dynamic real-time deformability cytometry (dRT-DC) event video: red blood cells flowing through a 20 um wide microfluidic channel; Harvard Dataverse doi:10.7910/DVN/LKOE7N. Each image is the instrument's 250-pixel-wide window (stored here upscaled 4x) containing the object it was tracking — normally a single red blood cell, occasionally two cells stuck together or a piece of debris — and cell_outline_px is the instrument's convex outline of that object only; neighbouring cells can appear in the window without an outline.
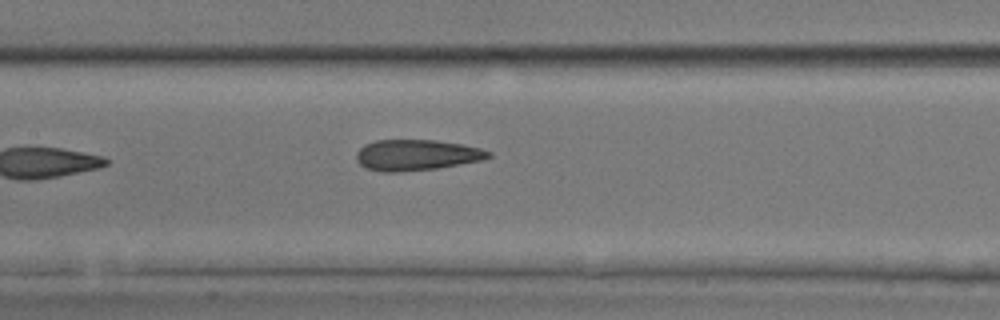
{"species": "common noctule bat (a hibernating species)", "species_latin": "Nyctalus noctula", "temperature_condition": "room temperature", "stored_images_in_passage": 5, "camera_frame_rate_fps": 3000, "um_per_image_px": 0.085, "animal": {"sex": "male", "body_mass_g": 17.9, "forearm_length_mm": 54.2}, "frame": {"image": 1, "passage_image": 5, "time_ms": 1.333, "image_size_px": [1000, 320], "cell_outline_px": [[492, 156], [484, 160], [436, 168], [400, 172], [384, 172], [364, 168], [356, 160], [356, 152], [364, 144], [376, 140], [436, 140], [464, 144], [480, 148], [492, 152]], "centroid_in_image_um": [35.41, 13.17], "position_along_channel_um": 172.0, "area_um2": 23.99}}